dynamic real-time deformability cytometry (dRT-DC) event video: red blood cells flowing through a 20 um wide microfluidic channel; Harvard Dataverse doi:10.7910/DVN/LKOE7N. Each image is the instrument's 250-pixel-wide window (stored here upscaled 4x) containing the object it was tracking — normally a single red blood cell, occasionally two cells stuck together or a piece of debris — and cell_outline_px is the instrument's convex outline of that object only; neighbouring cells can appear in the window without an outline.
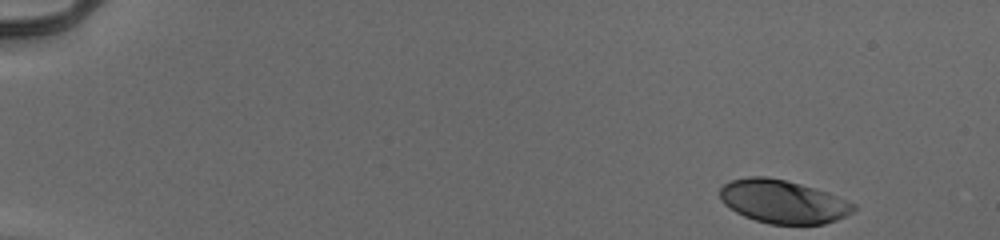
{"species": "human", "species_latin": "Homo sapiens", "temperature_condition": "cold", "stored_images_in_passage": 50, "camera_frame_rate_fps": 3000, "um_per_image_px": 0.085, "donor": {"sex": "male"}, "frame": {"image": 1, "passage_image": 1, "time_ms": 0.0, "image_size_px": [1000, 240], "cell_outline_px": [[856, 208], [852, 212], [836, 220], [824, 224], [768, 224], [744, 216], [736, 212], [724, 204], [720, 200], [720, 188], [724, 184], [732, 180], [748, 176], [768, 176], [800, 184], [828, 192], [856, 204]], "centroid_in_image_um": [66.54, 17.13], "position_along_channel_um": 18.5, "area_um2": 33.7}}
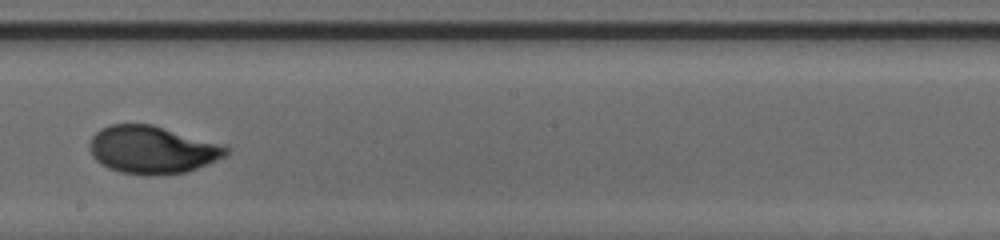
{"frame": {"image": 2, "passage_image": 29, "time_ms": 9.333, "image_size_px": [1000, 240], "cell_outline_px": [[232, 152], [228, 156], [188, 172], [160, 176], [144, 176], [120, 172], [108, 168], [96, 160], [92, 156], [88, 148], [88, 144], [92, 136], [100, 128], [108, 124], [152, 124], [228, 144], [232, 148]], "centroid_in_image_um": [13.03, 12.73], "position_along_channel_um": 235.2, "area_um2": 39.3}}
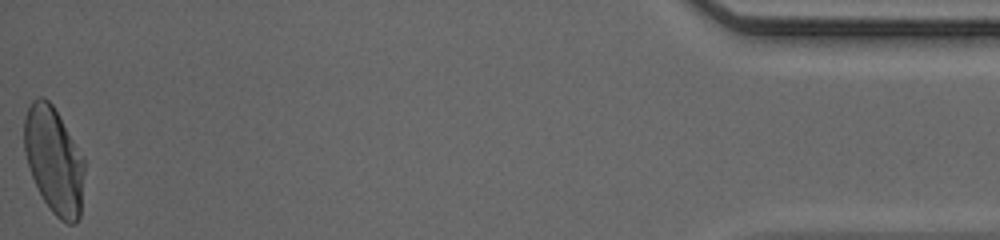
{"frame": {"image": 3, "passage_image": 50, "time_ms": 16.333, "image_size_px": [1000, 240], "cell_outline_px": [[84, 168], [80, 216], [76, 224], [68, 224], [60, 220], [52, 212], [44, 200], [32, 176], [24, 152], [24, 120], [28, 108], [32, 100], [40, 96], [44, 96], [52, 104], [84, 160]], "centroid_in_image_um": [4.57, 13.64], "position_along_channel_um": 430.6, "area_um2": 36.82}, "authors_computed_cell_mechanics": {"area_um2": 36.4429, "velocity_mm_per_s": 3.9466, "shape_relaxation_time_tau1_ms": 3.5279, "shape_relaxation_time_tau2_ms": null, "deformation_change_tau1": 0.1616, "deformation_change_tau2": null}}